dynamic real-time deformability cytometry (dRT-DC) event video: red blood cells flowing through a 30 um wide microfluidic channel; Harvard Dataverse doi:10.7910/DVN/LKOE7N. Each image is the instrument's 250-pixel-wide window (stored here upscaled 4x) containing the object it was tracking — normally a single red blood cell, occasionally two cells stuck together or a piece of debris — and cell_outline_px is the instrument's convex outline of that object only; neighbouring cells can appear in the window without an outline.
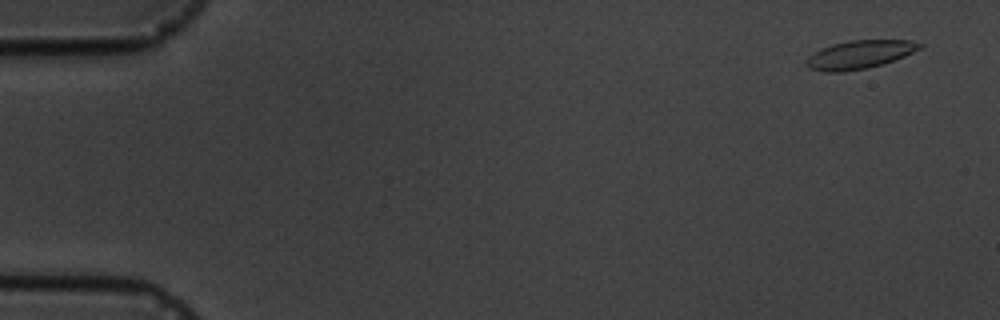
{"species": "common noctule bat (a hibernating species)", "species_latin": "Nyctalus noctula", "temperature_condition": "cold", "stored_images_in_passage": 5, "camera_frame_rate_fps": 3000, "um_per_image_px": 0.085, "animal": {"sex": "male", "body_mass_g": 19.5, "forearm_length_mm": 54.6}, "frame": {"image": 1, "passage_image": 1, "time_ms": 0.0, "image_size_px": [1000, 320], "cell_outline_px": [[924, 44], [920, 48], [904, 56], [868, 68], [844, 72], [824, 72], [808, 68], [804, 64], [804, 60], [808, 56], [820, 48], [832, 44], [848, 40], [912, 40]], "centroid_in_image_um": [72.99, 4.64], "position_along_channel_um": 12.0, "area_um2": 18.84}}
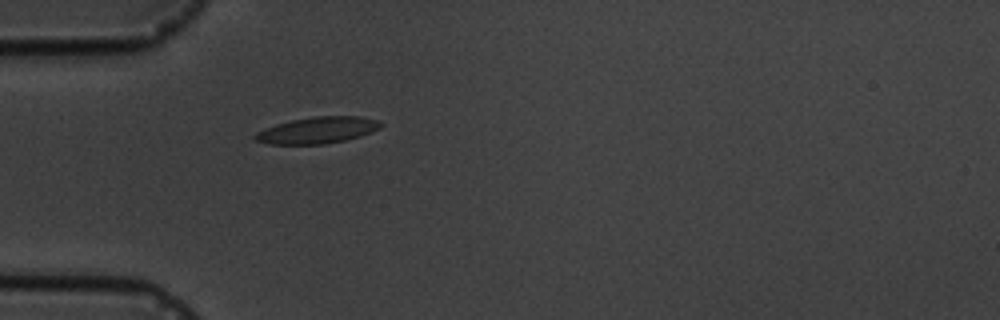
{"frame": {"image": 2, "passage_image": 5, "time_ms": 4.667, "image_size_px": [1000, 320], "cell_outline_px": [[384, 124], [380, 128], [360, 136], [344, 140], [324, 144], [268, 144], [256, 140], [252, 136], [256, 132], [276, 124], [292, 120], [312, 116], [360, 116], [376, 120]], "centroid_in_image_um": [26.97, 11.06], "position_along_channel_um": 58.0, "area_um2": 19.31}}